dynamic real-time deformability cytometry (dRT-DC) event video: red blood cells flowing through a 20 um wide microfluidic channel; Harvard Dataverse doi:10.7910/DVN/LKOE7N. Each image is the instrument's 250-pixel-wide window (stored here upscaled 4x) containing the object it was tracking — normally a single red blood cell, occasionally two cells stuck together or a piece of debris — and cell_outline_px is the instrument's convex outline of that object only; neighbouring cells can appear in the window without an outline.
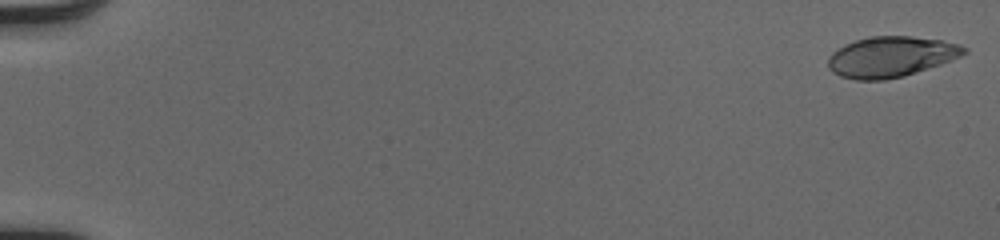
{"species": "human", "species_latin": "Homo sapiens", "temperature_condition": "cold", "stored_images_in_passage": 52, "camera_frame_rate_fps": 3000, "um_per_image_px": 0.085, "donor": {"sex": "male"}, "frame": {"image": 1, "passage_image": 1, "time_ms": 0.0, "image_size_px": [1000, 240], "cell_outline_px": [[968, 52], [952, 60], [904, 76], [884, 80], [856, 80], [840, 76], [832, 72], [828, 68], [828, 56], [832, 52], [844, 44], [856, 40], [872, 36], [912, 36], [940, 40], [960, 44], [968, 48]], "centroid_in_image_um": [75.72, 4.82], "position_along_channel_um": 9.3, "area_um2": 32.25}}
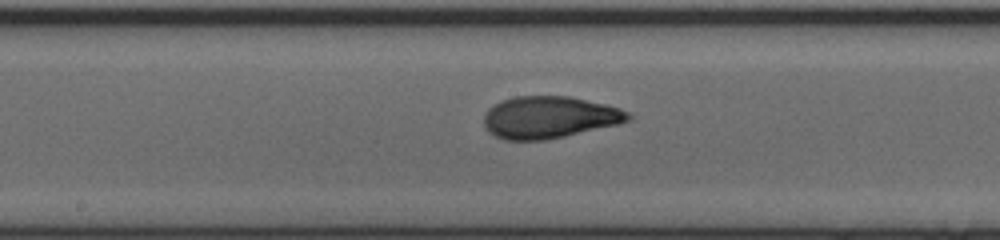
{"frame": {"image": 2, "passage_image": 29, "time_ms": 9.333, "image_size_px": [1000, 240], "cell_outline_px": [[632, 120], [620, 124], [564, 136], [544, 140], [504, 140], [488, 132], [484, 128], [484, 112], [488, 108], [500, 100], [516, 96], [568, 96], [604, 104], [620, 108], [628, 112], [632, 116]], "centroid_in_image_um": [46.67, 9.97], "position_along_channel_um": 201.5, "area_um2": 35.55}}
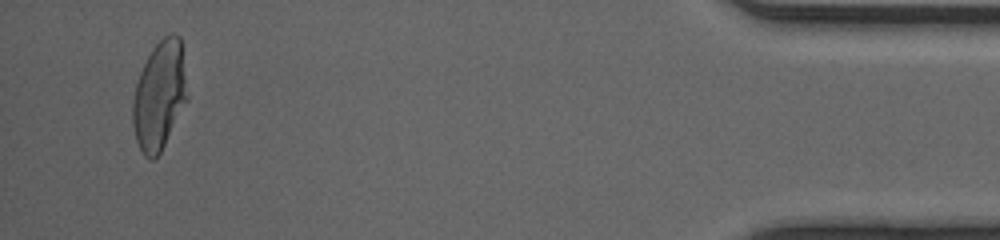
{"frame": {"image": 3, "passage_image": 50, "time_ms": 16.333, "image_size_px": [1000, 240], "cell_outline_px": [[188, 100], [160, 152], [152, 160], [144, 156], [136, 140], [132, 124], [132, 100], [136, 84], [140, 72], [152, 48], [164, 36], [172, 32], [180, 36], [188, 96]], "centroid_in_image_um": [13.55, 8.11], "position_along_channel_um": 421.7, "area_um2": 34.51}, "authors_computed_cell_mechanics": {"area_um2": 34.391, "velocity_mm_per_s": 4.0987, "shape_relaxation_time_tau1_ms": 5.6407, "shape_relaxation_time_tau2_ms": 0.8434, "deformation_change_tau1": 0.2226, "deformation_change_tau2": 0.0626}}